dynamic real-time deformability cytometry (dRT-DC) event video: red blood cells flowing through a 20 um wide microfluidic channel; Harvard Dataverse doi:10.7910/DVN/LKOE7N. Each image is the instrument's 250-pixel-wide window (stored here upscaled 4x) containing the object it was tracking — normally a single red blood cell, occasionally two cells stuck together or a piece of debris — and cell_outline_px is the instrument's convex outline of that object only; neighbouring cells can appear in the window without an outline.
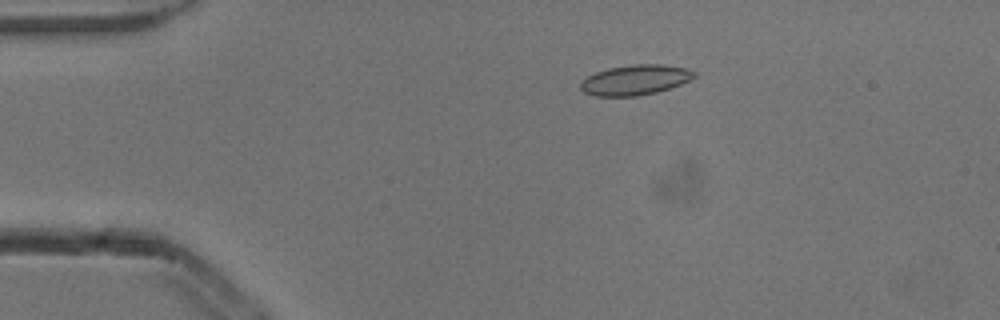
{"species": "common noctule bat (a hibernating species)", "species_latin": "Nyctalus noctula", "temperature_condition": "cold", "stored_images_in_passage": 4, "camera_frame_rate_fps": 3000, "um_per_image_px": 0.085, "animal": {"sex": "male", "body_mass_g": 13.3}, "frame": {"image": 1, "passage_image": 2, "time_ms": 0.333, "image_size_px": [1000, 320], "cell_outline_px": [[696, 76], [680, 84], [656, 92], [636, 96], [596, 96], [584, 92], [580, 88], [580, 84], [588, 76], [596, 72], [608, 68], [632, 64], [660, 64], [688, 68], [696, 72]], "centroid_in_image_um": [54.0, 6.78], "position_along_channel_um": 31.0, "area_um2": 19.83}}
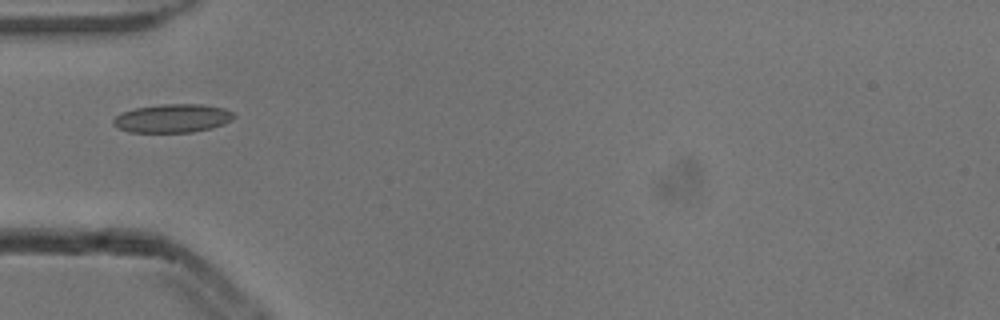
{"frame": {"image": 2, "passage_image": 4, "time_ms": 1.0, "image_size_px": [1000, 320], "cell_outline_px": [[236, 116], [232, 120], [224, 124], [212, 128], [192, 132], [128, 132], [112, 124], [112, 120], [120, 112], [136, 108], [160, 104], [200, 104], [224, 108], [232, 112]], "centroid_in_image_um": [14.67, 10.05], "position_along_channel_um": 70.3, "area_um2": 20.11}}